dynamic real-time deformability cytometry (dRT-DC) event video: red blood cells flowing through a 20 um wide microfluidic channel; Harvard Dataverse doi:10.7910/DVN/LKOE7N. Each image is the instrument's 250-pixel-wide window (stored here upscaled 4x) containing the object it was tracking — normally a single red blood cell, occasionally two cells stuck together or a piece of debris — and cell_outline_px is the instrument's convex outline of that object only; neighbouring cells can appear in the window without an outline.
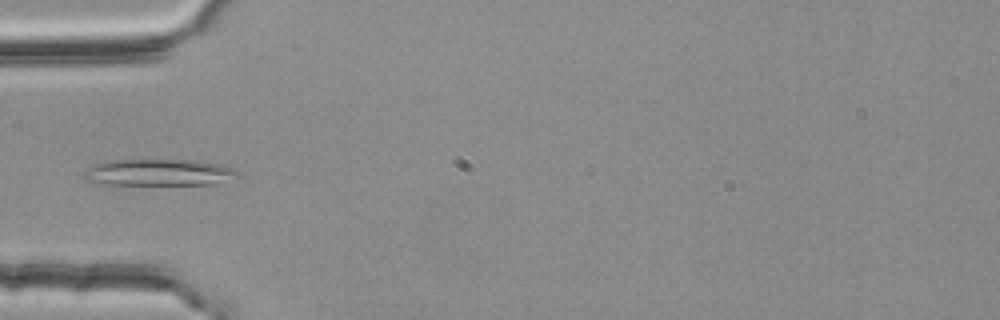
{"species": "common noctule bat (a hibernating species)", "species_latin": "Nyctalus noctula", "temperature_condition": "room temperature", "stored_images_in_passage": 4, "segment_of_instrument_passage": [2, 2], "camera_frame_rate_fps": 3000, "um_per_image_px": 0.085, "animal": {"sex": "female", "body_mass_g": 25.1}, "frame": {"image": 1, "passage_image": 4, "time_ms": 1.0, "image_size_px": [1000, 320], "cell_outline_px": [[236, 176], [212, 184], [104, 184], [84, 180], [80, 176], [88, 168], [104, 160], [196, 160], [216, 164], [232, 168], [236, 172]], "centroid_in_image_um": [13.37, 14.65], "position_along_channel_um": 71.6, "area_um2": 23.47}}